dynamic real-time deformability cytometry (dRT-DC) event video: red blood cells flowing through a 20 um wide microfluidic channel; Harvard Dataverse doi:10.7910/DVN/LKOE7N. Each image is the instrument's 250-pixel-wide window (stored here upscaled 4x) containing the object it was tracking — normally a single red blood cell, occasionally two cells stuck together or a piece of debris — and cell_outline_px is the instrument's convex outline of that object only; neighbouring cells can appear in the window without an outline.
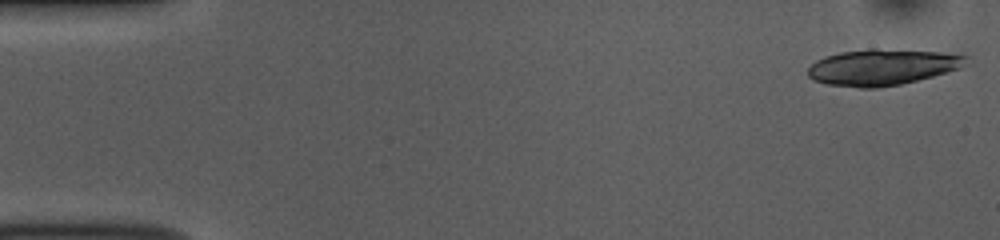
{"species": "common noctule bat (a hibernating species)", "species_latin": "Nyctalus noctula", "temperature_condition": "room temperature", "stored_images_in_passage": 18, "camera_frame_rate_fps": 3000, "um_per_image_px": 0.085, "animal": {"sex": "female", "body_mass_g": 10.0, "forearm_length_mm": 53.1}, "frame": {"image": 1, "passage_image": 1, "time_ms": 0.0, "image_size_px": [1000, 240], "cell_outline_px": [[968, 56], [960, 68], [932, 76], [900, 84], [876, 88], [860, 88], [828, 84], [812, 80], [808, 76], [808, 68], [816, 60], [824, 56], [840, 52], [868, 48], [876, 48], [940, 52]], "centroid_in_image_um": [74.92, 5.7], "position_along_channel_um": 10.1, "area_um2": 33.12}}